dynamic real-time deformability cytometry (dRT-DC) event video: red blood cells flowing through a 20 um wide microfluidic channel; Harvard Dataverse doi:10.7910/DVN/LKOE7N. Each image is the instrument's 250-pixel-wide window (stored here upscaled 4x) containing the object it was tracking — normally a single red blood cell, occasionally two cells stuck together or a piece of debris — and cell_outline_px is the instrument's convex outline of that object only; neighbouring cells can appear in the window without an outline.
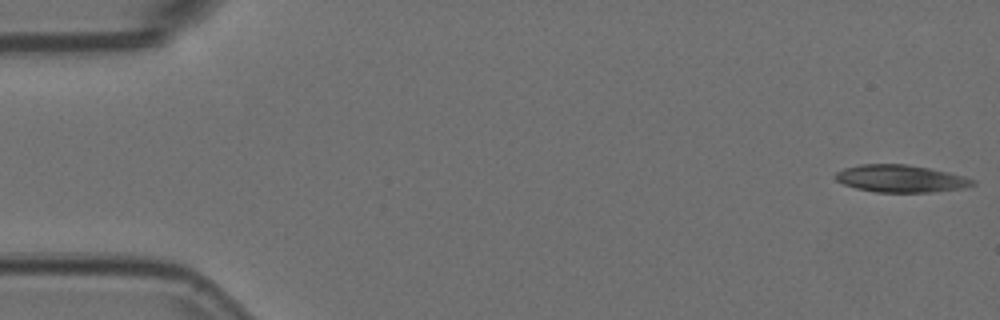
{"species": "Egyptian fruit bat (a non-hibernating species)", "species_latin": "Rousettus aegyptiacus", "temperature_condition": "room temperature", "stored_images_in_passage": 16, "camera_frame_rate_fps": 3000, "um_per_image_px": 0.085, "animal": {"sex": "female"}, "frame": {"image": 1, "passage_image": 1, "time_ms": 0.0, "image_size_px": [1000, 320], "cell_outline_px": [[976, 184], [964, 188], [932, 192], [876, 192], [856, 188], [844, 184], [836, 180], [832, 176], [836, 172], [844, 168], [860, 164], [908, 164], [948, 172], [964, 176], [976, 180]], "centroid_in_image_um": [76.56, 15.18], "position_along_channel_um": 8.4, "area_um2": 21.96}}
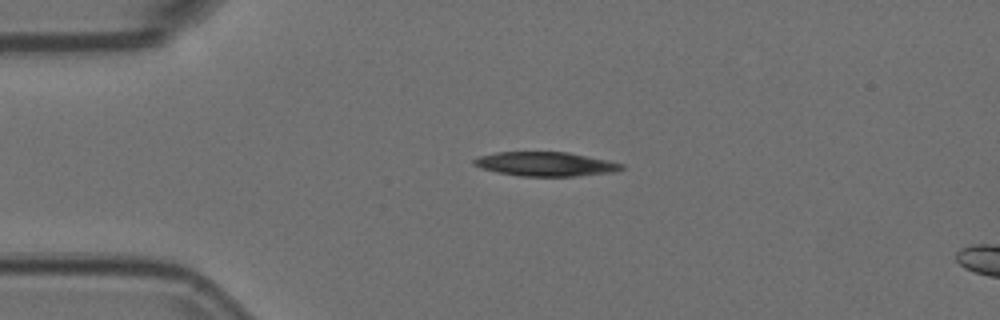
{"frame": {"image": 2, "passage_image": 12, "time_ms": 3.667, "image_size_px": [1000, 320], "cell_outline_px": [[624, 168], [616, 172], [576, 176], [520, 176], [496, 172], [480, 168], [472, 164], [472, 160], [480, 156], [496, 152], [568, 152], [624, 164]], "centroid_in_image_um": [46.35, 13.95], "position_along_channel_um": 38.7, "area_um2": 20.81}}